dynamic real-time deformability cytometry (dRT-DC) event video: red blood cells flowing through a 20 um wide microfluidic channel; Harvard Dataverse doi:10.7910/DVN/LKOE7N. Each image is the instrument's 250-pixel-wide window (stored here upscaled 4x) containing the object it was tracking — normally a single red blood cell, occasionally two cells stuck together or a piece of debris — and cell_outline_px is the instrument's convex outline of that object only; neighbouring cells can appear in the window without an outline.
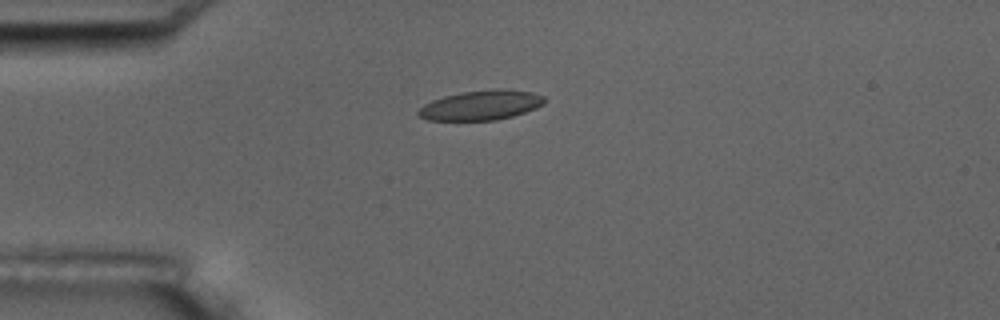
{"species": "common noctule bat (a hibernating species)", "species_latin": "Nyctalus noctula", "temperature_condition": "room temperature", "stored_images_in_passage": 10, "camera_frame_rate_fps": 3000, "um_per_image_px": 0.085, "animal": {"sex": "male", "body_mass_g": 17.5, "forearm_length_mm": 52.3}, "frame": {"image": 1, "passage_image": 4, "time_ms": 4.333, "image_size_px": [1000, 320], "cell_outline_px": [[544, 104], [536, 108], [512, 116], [496, 120], [428, 120], [420, 116], [416, 112], [424, 104], [432, 100], [444, 96], [460, 92], [496, 88], [500, 88], [532, 92], [544, 96]], "centroid_in_image_um": [40.89, 8.93], "position_along_channel_um": 44.1, "area_um2": 21.85}}